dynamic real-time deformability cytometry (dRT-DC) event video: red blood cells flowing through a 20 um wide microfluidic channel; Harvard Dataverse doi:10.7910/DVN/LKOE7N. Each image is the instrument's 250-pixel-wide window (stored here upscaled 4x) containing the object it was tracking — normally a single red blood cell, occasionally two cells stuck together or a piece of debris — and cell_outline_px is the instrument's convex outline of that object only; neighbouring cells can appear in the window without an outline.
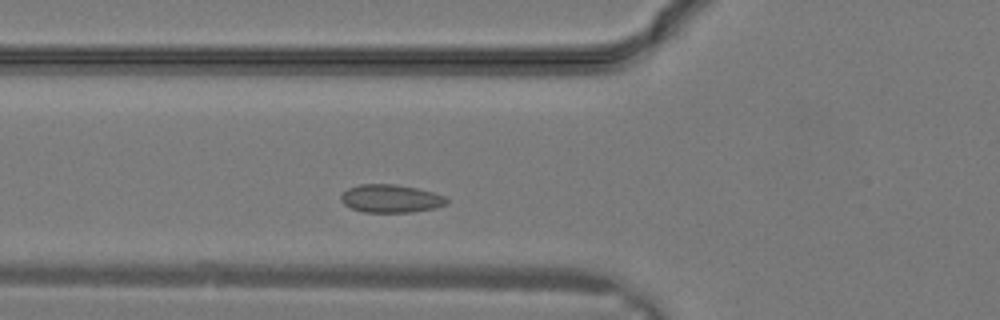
{"species": "common noctule bat (a hibernating species)", "species_latin": "Nyctalus noctula", "temperature_condition": "warm", "stored_images_in_passage": 9, "camera_frame_rate_fps": 3000, "um_per_image_px": 0.085, "animal": {"sex": "male", "body_mass_g": 19.2, "forearm_length_mm": 51.8}, "frame": {"image": 1, "passage_image": 3, "time_ms": 0.667, "image_size_px": [1000, 320], "cell_outline_px": [[448, 204], [436, 208], [412, 212], [364, 212], [352, 208], [344, 204], [340, 200], [340, 196], [348, 188], [360, 184], [396, 184], [416, 188], [432, 192], [444, 196], [448, 200]], "centroid_in_image_um": [33.22, 16.88], "position_along_channel_um": 92.6, "area_um2": 17.28}}
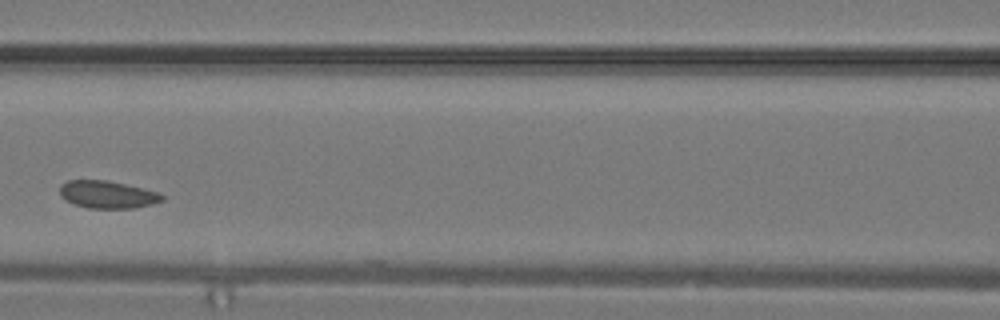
{"frame": {"image": 2, "passage_image": 6, "time_ms": 1.667, "image_size_px": [1000, 320], "cell_outline_px": [[164, 200], [152, 204], [136, 208], [88, 208], [76, 204], [60, 196], [60, 184], [68, 180], [108, 180], [144, 188], [160, 192], [164, 196]], "centroid_in_image_um": [9.17, 16.52], "position_along_channel_um": 157.4, "area_um2": 16.47}}
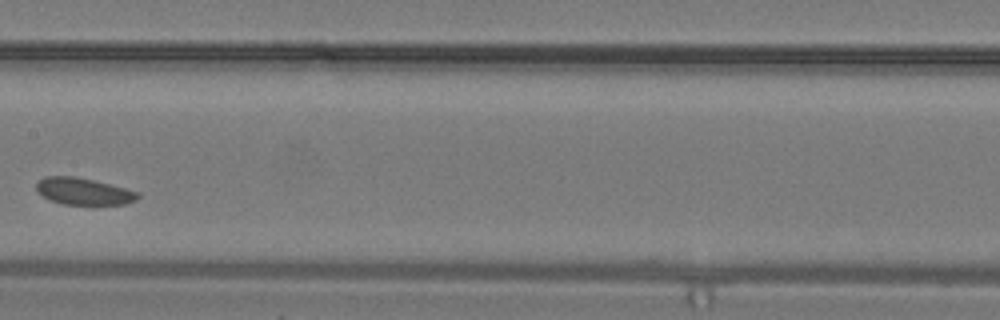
{"frame": {"image": 3, "passage_image": 8, "time_ms": 2.333, "image_size_px": [1000, 320], "cell_outline_px": [[140, 196], [136, 200], [124, 204], [60, 204], [48, 200], [36, 192], [36, 184], [44, 176], [76, 176], [140, 192]], "centroid_in_image_um": [7.05, 16.27], "position_along_channel_um": 200.3, "area_um2": 15.9}}